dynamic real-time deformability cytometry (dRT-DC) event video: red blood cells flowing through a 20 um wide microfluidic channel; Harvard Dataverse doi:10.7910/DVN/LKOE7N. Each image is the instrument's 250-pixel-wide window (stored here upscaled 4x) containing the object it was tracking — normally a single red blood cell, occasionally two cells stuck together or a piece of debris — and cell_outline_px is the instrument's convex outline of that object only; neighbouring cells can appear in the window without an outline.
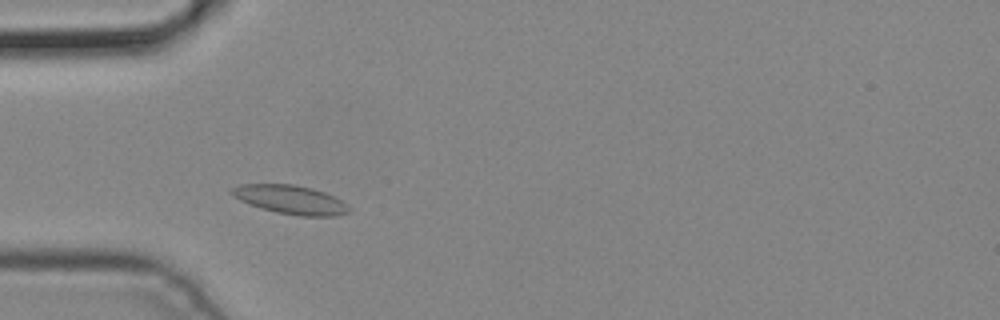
{"species": "common noctule bat (a hibernating species)", "species_latin": "Nyctalus noctula", "temperature_condition": "cold", "stored_images_in_passage": 3, "camera_frame_rate_fps": 3000, "um_per_image_px": 0.085, "animal": {"sex": "male", "body_mass_g": 19.2, "forearm_length_mm": 51.8}, "frame": {"image": 1, "passage_image": 2, "time_ms": 0.333, "image_size_px": [1000, 320], "cell_outline_px": [[352, 208], [348, 212], [336, 216], [300, 216], [276, 212], [248, 204], [232, 196], [228, 192], [228, 188], [240, 184], [292, 184], [312, 188], [324, 192], [348, 204]], "centroid_in_image_um": [24.65, 16.96], "position_along_channel_um": 60.4, "area_um2": 19.83}}
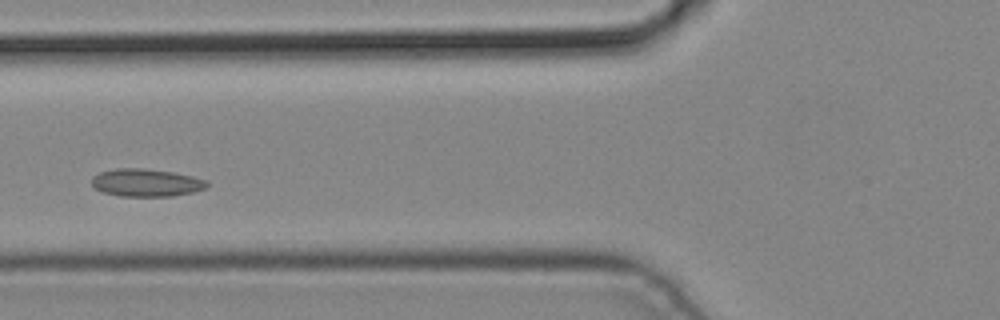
{"frame": {"image": 2, "passage_image": 3, "time_ms": 0.667, "image_size_px": [1000, 320], "cell_outline_px": [[208, 184], [204, 188], [192, 192], [172, 196], [120, 196], [104, 192], [96, 188], [92, 184], [92, 176], [100, 172], [116, 168], [144, 168], [172, 172], [192, 176], [208, 180]], "centroid_in_image_um": [12.42, 15.52], "position_along_channel_um": 113.4, "area_um2": 18.5}}